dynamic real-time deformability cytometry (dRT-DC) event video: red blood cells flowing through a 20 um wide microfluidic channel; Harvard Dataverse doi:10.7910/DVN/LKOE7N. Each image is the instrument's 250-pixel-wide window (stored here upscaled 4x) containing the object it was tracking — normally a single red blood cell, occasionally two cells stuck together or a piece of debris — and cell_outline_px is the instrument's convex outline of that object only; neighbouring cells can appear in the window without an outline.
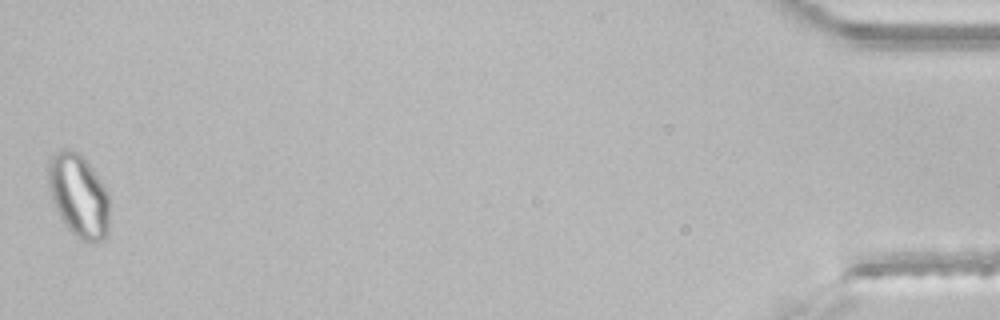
{"species": "common noctule bat (a hibernating species)", "species_latin": "Nyctalus noctula", "temperature_condition": "room temperature", "stored_images_in_passage": 47, "segment_of_instrument_passage": [2, 2], "camera_frame_rate_fps": 3000, "um_per_image_px": 0.085, "animal": {"sex": "male", "body_mass_g": 21.5, "forearm_length_mm": 52.0}, "frame": {"image": 1, "passage_image": 47, "time_ms": 15.333, "image_size_px": [1000, 320], "cell_outline_px": [[108, 232], [104, 240], [92, 244], [76, 236], [68, 228], [60, 216], [56, 208], [48, 184], [48, 160], [60, 148], [68, 148], [76, 152], [88, 164], [100, 180], [108, 192]], "centroid_in_image_um": [6.69, 16.64], "position_along_channel_um": 428.5, "area_um2": 29.3}}